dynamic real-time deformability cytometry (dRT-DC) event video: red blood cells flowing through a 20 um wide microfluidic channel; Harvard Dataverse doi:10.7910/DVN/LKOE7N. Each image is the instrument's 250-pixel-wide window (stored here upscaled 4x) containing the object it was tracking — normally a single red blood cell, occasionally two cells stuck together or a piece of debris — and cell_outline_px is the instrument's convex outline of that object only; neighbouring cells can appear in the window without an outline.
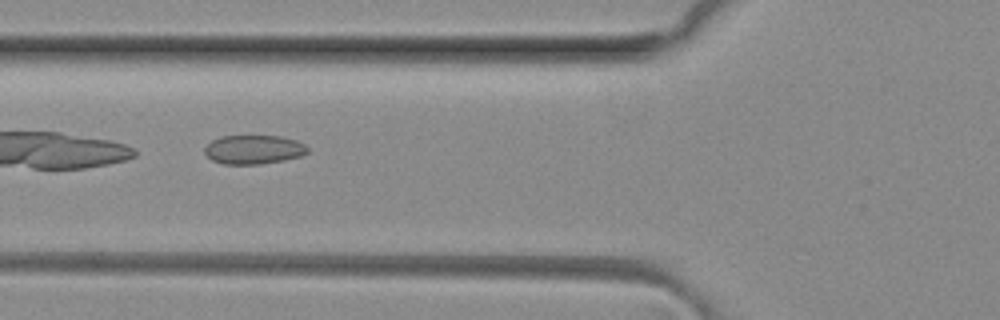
{"species": "common noctule bat (a hibernating species)", "species_latin": "Nyctalus noctula", "temperature_condition": "room temperature", "stored_images_in_passage": 4, "camera_frame_rate_fps": 3000, "um_per_image_px": 0.085, "animal": {"sex": "female", "body_mass_g": 29.2, "forearm_length_mm": 56.3}, "frame": {"image": 1, "passage_image": 2, "time_ms": 0.333, "image_size_px": [1000, 320], "cell_outline_px": [[308, 152], [300, 156], [284, 160], [260, 164], [224, 164], [212, 160], [204, 152], [204, 148], [212, 140], [220, 136], [280, 136], [296, 140], [304, 144], [308, 148]], "centroid_in_image_um": [21.56, 12.71], "position_along_channel_um": 104.2, "area_um2": 17.34}}
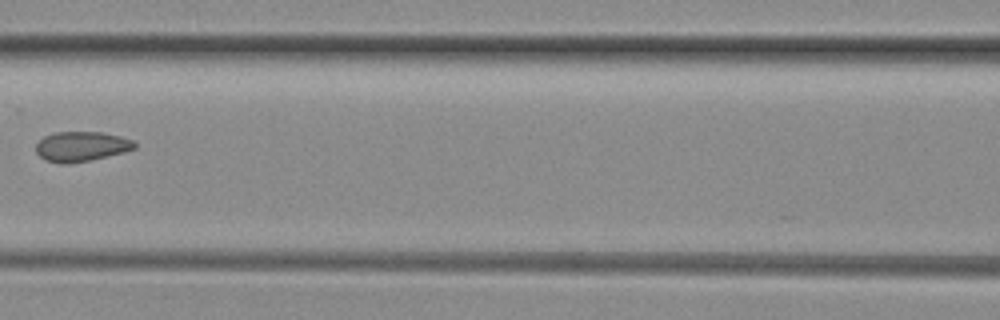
{"frame": {"image": 2, "passage_image": 3, "time_ms": 0.667, "image_size_px": [1000, 320], "cell_outline_px": [[136, 148], [124, 152], [92, 160], [68, 164], [60, 164], [44, 160], [36, 152], [36, 144], [44, 136], [56, 132], [104, 132], [120, 136], [132, 140], [136, 144]], "centroid_in_image_um": [6.91, 12.46], "position_along_channel_um": 159.7, "area_um2": 17.34}}
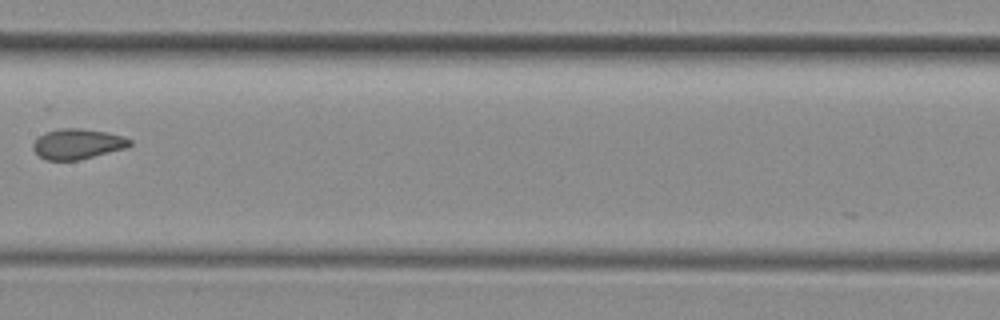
{"frame": {"image": 3, "passage_image": 4, "time_ms": 1.0, "image_size_px": [1000, 320], "cell_outline_px": [[132, 144], [128, 148], [80, 160], [44, 160], [32, 148], [32, 144], [40, 136], [48, 132], [60, 128], [80, 128], [108, 132], [124, 136], [132, 140]], "centroid_in_image_um": [6.65, 12.24], "position_along_channel_um": 200.8, "area_um2": 17.22}}